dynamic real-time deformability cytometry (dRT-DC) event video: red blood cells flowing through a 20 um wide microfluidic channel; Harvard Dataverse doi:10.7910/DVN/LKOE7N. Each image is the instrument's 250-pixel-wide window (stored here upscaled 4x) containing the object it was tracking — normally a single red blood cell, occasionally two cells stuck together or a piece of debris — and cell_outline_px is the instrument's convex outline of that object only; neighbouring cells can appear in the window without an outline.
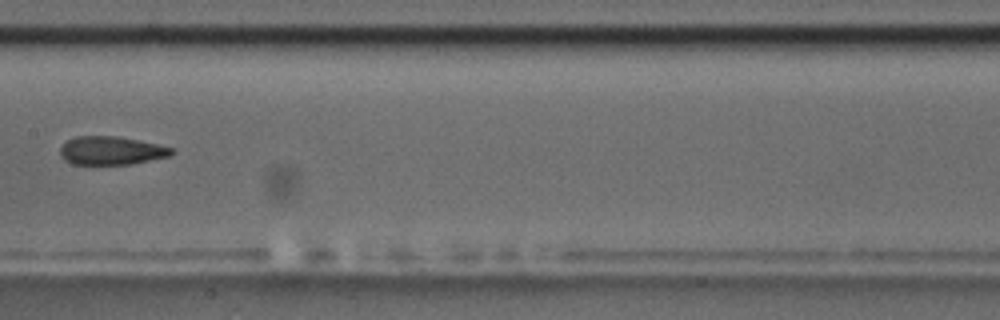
{"species": "common noctule bat (a hibernating species)", "species_latin": "Nyctalus noctula", "temperature_condition": "room temperature", "stored_images_in_passage": 8, "camera_frame_rate_fps": 3000, "um_per_image_px": 0.085, "animal": {"sex": "male", "body_mass_g": 17.5, "forearm_length_mm": 52.3}, "frame": {"image": 1, "passage_image": 5, "time_ms": 4.667, "image_size_px": [1000, 320], "cell_outline_px": [[176, 152], [168, 156], [132, 164], [72, 164], [64, 160], [60, 156], [60, 148], [68, 140], [76, 136], [116, 136], [156, 144], [172, 148]], "centroid_in_image_um": [9.43, 12.81], "position_along_channel_um": 198.0, "area_um2": 18.26}}
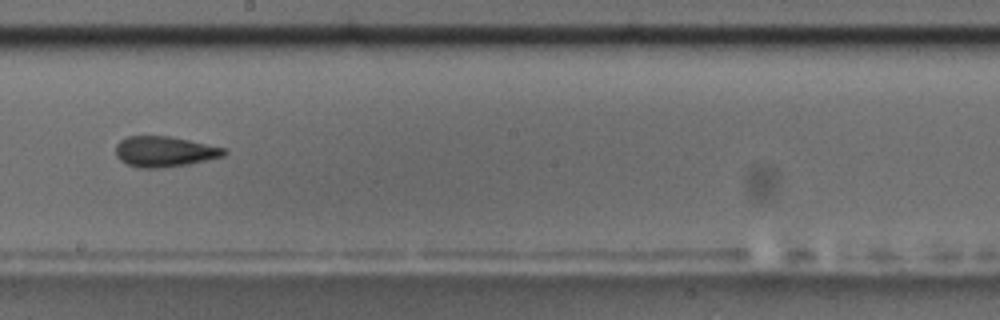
{"frame": {"image": 2, "passage_image": 6, "time_ms": 5.667, "image_size_px": [1000, 320], "cell_outline_px": [[228, 152], [224, 156], [188, 164], [164, 168], [136, 168], [120, 160], [116, 156], [116, 144], [120, 140], [128, 136], [168, 136], [188, 140], [224, 148]], "centroid_in_image_um": [13.95, 12.89], "position_along_channel_um": 234.2, "area_um2": 19.25}}
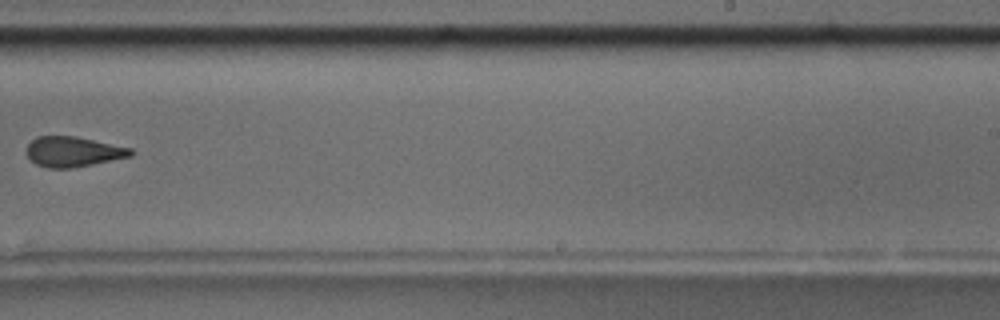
{"frame": {"image": 3, "passage_image": 7, "time_ms": 7.0, "image_size_px": [1000, 320], "cell_outline_px": [[136, 152], [132, 156], [72, 168], [48, 168], [36, 164], [24, 152], [28, 144], [36, 136], [76, 136], [132, 148]], "centroid_in_image_um": [6.22, 12.89], "position_along_channel_um": 282.8, "area_um2": 18.44}}